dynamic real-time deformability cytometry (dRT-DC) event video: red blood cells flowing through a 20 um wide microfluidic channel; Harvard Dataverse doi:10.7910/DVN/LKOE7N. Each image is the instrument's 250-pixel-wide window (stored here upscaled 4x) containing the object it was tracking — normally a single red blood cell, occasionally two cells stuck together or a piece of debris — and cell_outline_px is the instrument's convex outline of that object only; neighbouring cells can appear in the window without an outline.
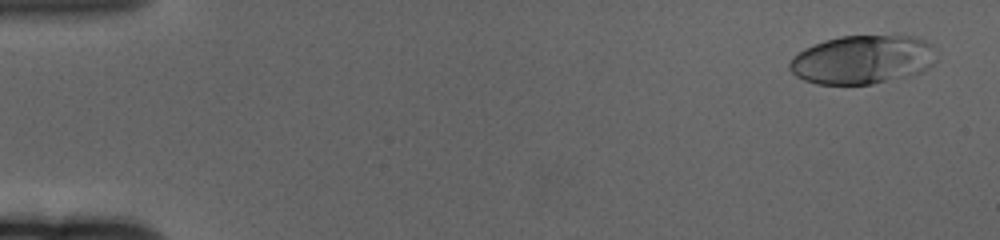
{"species": "human", "species_latin": "Homo sapiens", "temperature_condition": "cold", "stored_images_in_passage": 62, "camera_frame_rate_fps": 3000, "um_per_image_px": 0.085, "donor": {"sex": "female"}, "frame": {"image": 1, "passage_image": 3, "time_ms": 0.667, "image_size_px": [1000, 240], "cell_outline_px": [[936, 60], [924, 72], [912, 76], [872, 84], [816, 84], [804, 80], [796, 76], [788, 68], [788, 64], [792, 56], [804, 48], [824, 40], [840, 36], [896, 32], [916, 36], [932, 44]], "centroid_in_image_um": [73.36, 5.02], "position_along_channel_um": 11.6, "area_um2": 43.23}}
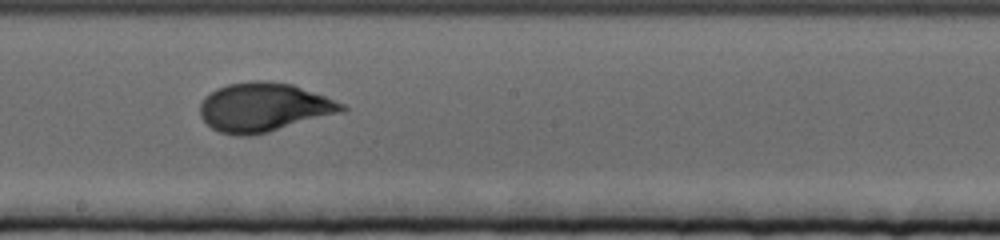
{"frame": {"image": 2, "passage_image": 35, "time_ms": 11.333, "image_size_px": [1000, 240], "cell_outline_px": [[348, 108], [344, 112], [268, 132], [252, 136], [240, 136], [220, 132], [212, 128], [200, 116], [200, 104], [204, 96], [216, 88], [228, 84], [248, 80], [264, 80], [292, 84], [324, 96], [344, 104]], "centroid_in_image_um": [22.41, 9.11], "position_along_channel_um": 225.8, "area_um2": 40.58}}
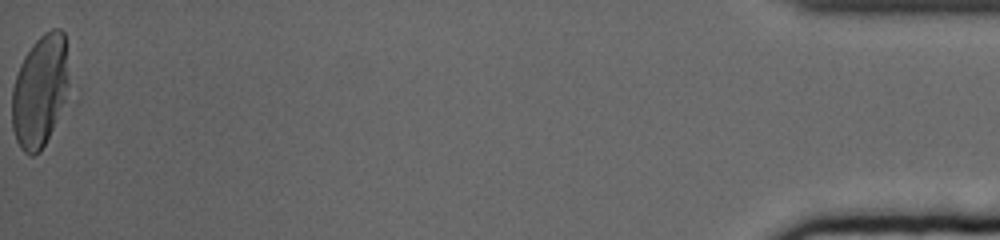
{"frame": {"image": 3, "passage_image": 62, "time_ms": 20.333, "image_size_px": [1000, 240], "cell_outline_px": [[80, 96], [40, 152], [32, 156], [28, 156], [20, 148], [16, 140], [12, 128], [12, 88], [20, 64], [24, 56], [32, 44], [44, 32], [52, 28], [60, 28], [64, 32], [80, 92]], "centroid_in_image_um": [3.67, 7.76], "position_along_channel_um": 431.5, "area_um2": 42.37}, "authors_computed_cell_mechanics": {"area_um2": 38.8416, "velocity_mm_per_s": 3.3012, "shape_relaxation_time_tau1_ms": 5.129, "shape_relaxation_time_tau2_ms": null, "deformation_change_tau1": 0.1897, "deformation_change_tau2": null}}